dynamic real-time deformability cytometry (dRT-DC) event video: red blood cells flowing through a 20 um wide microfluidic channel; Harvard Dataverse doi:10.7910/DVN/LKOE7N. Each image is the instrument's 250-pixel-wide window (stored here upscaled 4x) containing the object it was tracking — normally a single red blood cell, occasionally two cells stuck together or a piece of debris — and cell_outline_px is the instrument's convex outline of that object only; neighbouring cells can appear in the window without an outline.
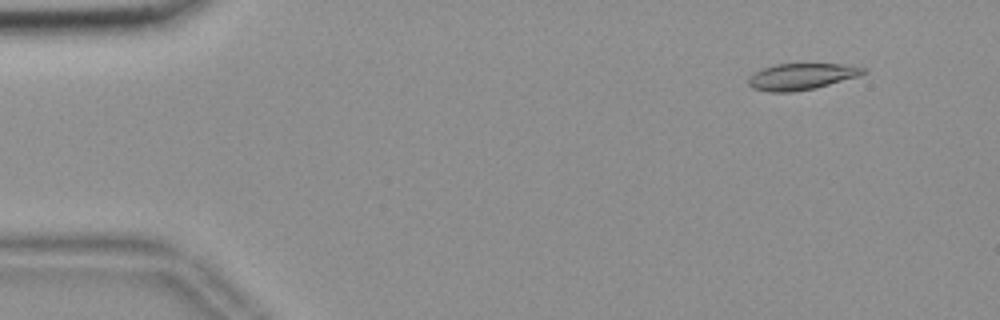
{"species": "common noctule bat (a hibernating species)", "species_latin": "Nyctalus noctula", "temperature_condition": "room temperature", "stored_images_in_passage": 55, "camera_frame_rate_fps": 3000, "um_per_image_px": 0.085, "animal": {"sex": "female", "body_mass_g": 18.4}, "frame": {"image": 1, "passage_image": 5, "time_ms": 1.333, "image_size_px": [1000, 320], "cell_outline_px": [[868, 72], [856, 76], [816, 88], [792, 92], [768, 92], [752, 88], [748, 84], [748, 76], [764, 68], [776, 64], [840, 64], [868, 68]], "centroid_in_image_um": [68.1, 6.51], "position_along_channel_um": 16.9, "area_um2": 17.57}}
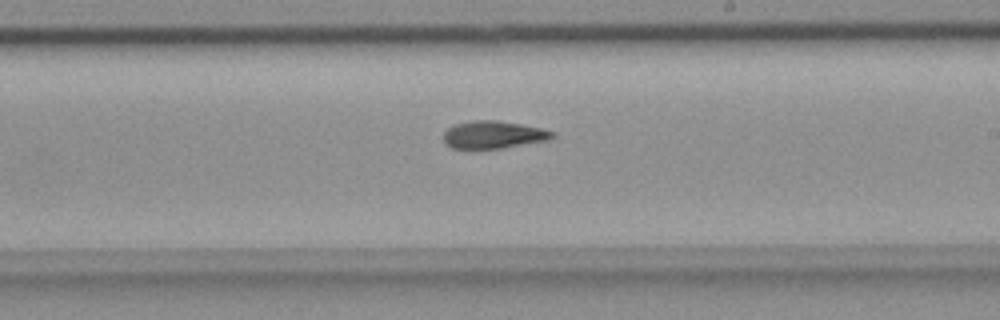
{"frame": {"image": 2, "passage_image": 32, "time_ms": 10.333, "image_size_px": [1000, 320], "cell_outline_px": [[556, 136], [548, 140], [500, 148], [452, 148], [444, 140], [444, 132], [448, 128], [456, 124], [472, 120], [496, 120], [520, 124], [540, 128], [556, 132]], "centroid_in_image_um": [41.97, 11.44], "position_along_channel_um": 247.0, "area_um2": 17.22}}
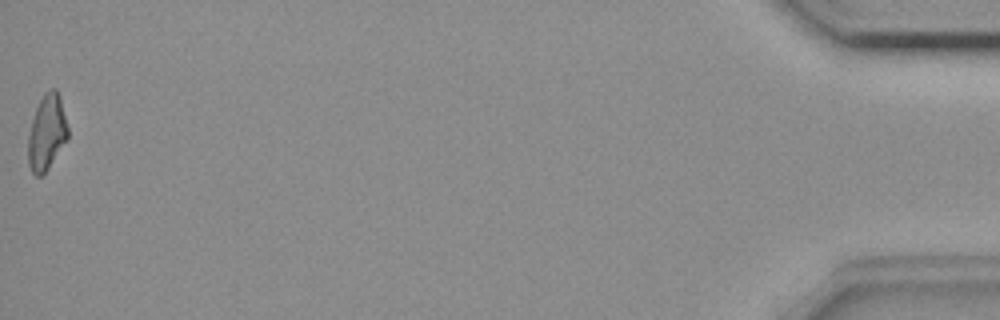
{"frame": {"image": 3, "passage_image": 55, "time_ms": 18.0, "image_size_px": [1000, 320], "cell_outline_px": [[68, 136], [48, 168], [40, 176], [36, 176], [32, 172], [28, 164], [28, 136], [32, 120], [36, 108], [44, 92], [48, 88], [56, 88], [60, 96], [68, 128]], "centroid_in_image_um": [3.96, 11.22], "position_along_channel_um": 431.2, "area_um2": 17.28}, "authors_computed_cell_mechanics": {"area_um2": 17.8602, "velocity_mm_per_s": 3.685, "shape_relaxation_time_tau1_ms": null, "shape_relaxation_time_tau2_ms": 9.276, "deformation_change_tau1": null, "deformation_change_tau2": 0.1657}}